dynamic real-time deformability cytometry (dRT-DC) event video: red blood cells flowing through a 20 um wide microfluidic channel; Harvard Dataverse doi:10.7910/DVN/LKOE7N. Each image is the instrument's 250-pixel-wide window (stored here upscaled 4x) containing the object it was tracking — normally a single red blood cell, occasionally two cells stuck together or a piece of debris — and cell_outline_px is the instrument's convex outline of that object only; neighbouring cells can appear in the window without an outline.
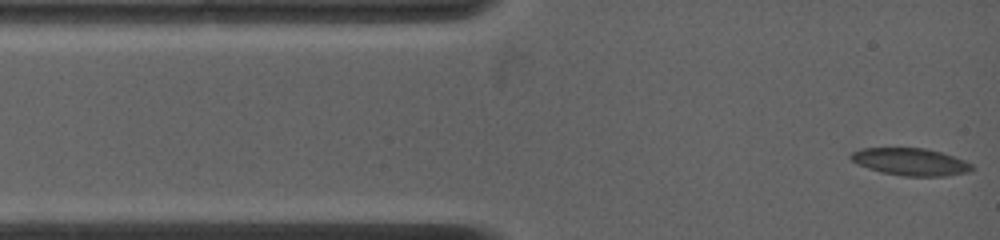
{"species": "common noctule bat (a hibernating species)", "species_latin": "Nyctalus noctula", "temperature_condition": "warm", "stored_images_in_passage": 45, "camera_frame_rate_fps": 4500, "um_per_image_px": 0.085, "animal": {"sex": "female", "body_mass_g": 19.0, "forearm_length_mm": 53.3}, "frame": {"image": 1, "passage_image": 1, "time_ms": 0.0, "image_size_px": [1000, 240], "cell_outline_px": [[976, 168], [968, 172], [948, 176], [904, 176], [880, 172], [868, 168], [852, 160], [848, 156], [852, 152], [860, 148], [924, 148], [940, 152], [964, 160], [972, 164]], "centroid_in_image_um": [77.41, 13.76], "position_along_channel_um": 7.6, "area_um2": 19.25}}
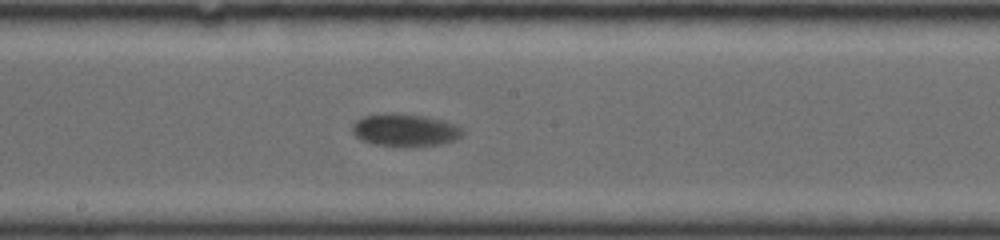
{"frame": {"image": 2, "passage_image": 19, "time_ms": 6.889, "image_size_px": [1000, 240], "cell_outline_px": [[464, 132], [456, 140], [444, 144], [372, 144], [360, 140], [352, 132], [352, 124], [356, 120], [364, 116], [424, 116], [444, 120], [456, 124], [464, 128]], "centroid_in_image_um": [34.48, 11.07], "position_along_channel_um": 213.7, "area_um2": 19.71}}
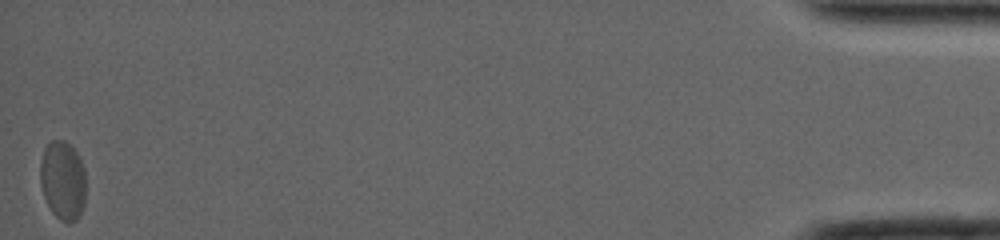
{"frame": {"image": 3, "passage_image": 45, "time_ms": 17.111, "image_size_px": [1000, 240], "cell_outline_px": [[84, 204], [76, 220], [68, 224], [60, 220], [52, 212], [44, 196], [40, 184], [40, 160], [44, 148], [52, 140], [64, 140], [80, 156], [84, 168]], "centroid_in_image_um": [5.32, 15.33], "position_along_channel_um": 429.9, "area_um2": 20.98}, "authors_computed_cell_mechanics": {"area_um2": 20.2878, "velocity_mm_per_s": 3.667, "shape_relaxation_time_tau1_ms": 2.4247, "shape_relaxation_time_tau2_ms": null, "deformation_change_tau1": 0.0569, "deformation_change_tau2": null}}